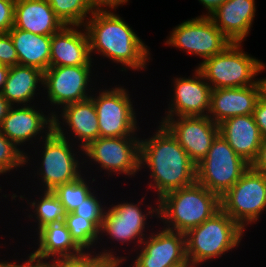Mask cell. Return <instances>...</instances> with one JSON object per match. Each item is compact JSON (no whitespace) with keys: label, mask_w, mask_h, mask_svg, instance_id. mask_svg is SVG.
<instances>
[{"label":"cell","mask_w":266,"mask_h":267,"mask_svg":"<svg viewBox=\"0 0 266 267\" xmlns=\"http://www.w3.org/2000/svg\"><path fill=\"white\" fill-rule=\"evenodd\" d=\"M143 165L150 170L148 186L156 189L158 200L168 192L196 182L197 165L160 123L153 136L140 139V170Z\"/></svg>","instance_id":"1"},{"label":"cell","mask_w":266,"mask_h":267,"mask_svg":"<svg viewBox=\"0 0 266 267\" xmlns=\"http://www.w3.org/2000/svg\"><path fill=\"white\" fill-rule=\"evenodd\" d=\"M84 27L89 38L91 58L92 53L98 52L103 59L106 57L120 63L121 71H126V68L139 71L147 67L151 58L150 49L132 27L111 9L95 10Z\"/></svg>","instance_id":"2"},{"label":"cell","mask_w":266,"mask_h":267,"mask_svg":"<svg viewBox=\"0 0 266 267\" xmlns=\"http://www.w3.org/2000/svg\"><path fill=\"white\" fill-rule=\"evenodd\" d=\"M220 209V197L197 182L168 192L158 200V218L163 228L175 232L186 233Z\"/></svg>","instance_id":"3"},{"label":"cell","mask_w":266,"mask_h":267,"mask_svg":"<svg viewBox=\"0 0 266 267\" xmlns=\"http://www.w3.org/2000/svg\"><path fill=\"white\" fill-rule=\"evenodd\" d=\"M244 230L222 209L185 233L186 257L190 267L220 258L241 242ZM243 235V236H242Z\"/></svg>","instance_id":"4"},{"label":"cell","mask_w":266,"mask_h":267,"mask_svg":"<svg viewBox=\"0 0 266 267\" xmlns=\"http://www.w3.org/2000/svg\"><path fill=\"white\" fill-rule=\"evenodd\" d=\"M242 43H231L223 52L206 59L196 67L211 89L255 85L256 76L265 64L243 51Z\"/></svg>","instance_id":"5"},{"label":"cell","mask_w":266,"mask_h":267,"mask_svg":"<svg viewBox=\"0 0 266 267\" xmlns=\"http://www.w3.org/2000/svg\"><path fill=\"white\" fill-rule=\"evenodd\" d=\"M63 126H54L48 136H40L44 144L41 151V164L37 167V175L44 187L42 191H54L58 186L68 184L79 179L83 163L78 159L73 145L69 142L70 137L66 135ZM74 150V151H73ZM75 152V153H74ZM80 164H82L80 166ZM81 167V168H80ZM39 168V169H38ZM80 168V169H79ZM39 173V174H38Z\"/></svg>","instance_id":"6"},{"label":"cell","mask_w":266,"mask_h":267,"mask_svg":"<svg viewBox=\"0 0 266 267\" xmlns=\"http://www.w3.org/2000/svg\"><path fill=\"white\" fill-rule=\"evenodd\" d=\"M249 167L250 164L218 135L205 158L196 166V182L222 197Z\"/></svg>","instance_id":"7"},{"label":"cell","mask_w":266,"mask_h":267,"mask_svg":"<svg viewBox=\"0 0 266 267\" xmlns=\"http://www.w3.org/2000/svg\"><path fill=\"white\" fill-rule=\"evenodd\" d=\"M221 209L243 230L266 210V175L251 167L220 197Z\"/></svg>","instance_id":"8"},{"label":"cell","mask_w":266,"mask_h":267,"mask_svg":"<svg viewBox=\"0 0 266 267\" xmlns=\"http://www.w3.org/2000/svg\"><path fill=\"white\" fill-rule=\"evenodd\" d=\"M97 113L100 137L136 136V113L129 92L124 87L101 89L90 97ZM138 127V129H137Z\"/></svg>","instance_id":"9"},{"label":"cell","mask_w":266,"mask_h":267,"mask_svg":"<svg viewBox=\"0 0 266 267\" xmlns=\"http://www.w3.org/2000/svg\"><path fill=\"white\" fill-rule=\"evenodd\" d=\"M166 45L203 58L202 62L223 52L232 42L208 16H197L175 26Z\"/></svg>","instance_id":"10"},{"label":"cell","mask_w":266,"mask_h":267,"mask_svg":"<svg viewBox=\"0 0 266 267\" xmlns=\"http://www.w3.org/2000/svg\"><path fill=\"white\" fill-rule=\"evenodd\" d=\"M140 139L136 136L99 137L83 149V156L99 164L109 175L123 173L132 177L140 171Z\"/></svg>","instance_id":"11"},{"label":"cell","mask_w":266,"mask_h":267,"mask_svg":"<svg viewBox=\"0 0 266 267\" xmlns=\"http://www.w3.org/2000/svg\"><path fill=\"white\" fill-rule=\"evenodd\" d=\"M142 201H139L138 204L130 202H121L117 205H110L111 208H107L104 214L102 225L100 228L101 236H108L110 240L117 241L123 245H127L133 240L136 241L133 243L138 244V248L141 246V243L145 240L147 233L145 234V227H147L148 217L158 218V200L157 207H152V205H147L148 212L144 213L142 210L141 204ZM155 214V215H154ZM149 215V216H148ZM105 233V234H104ZM129 242V243H127Z\"/></svg>","instance_id":"12"},{"label":"cell","mask_w":266,"mask_h":267,"mask_svg":"<svg viewBox=\"0 0 266 267\" xmlns=\"http://www.w3.org/2000/svg\"><path fill=\"white\" fill-rule=\"evenodd\" d=\"M92 65L49 67L43 72V88L50 105L63 106L91 97ZM90 78V79H89ZM90 94V95H89Z\"/></svg>","instance_id":"13"},{"label":"cell","mask_w":266,"mask_h":267,"mask_svg":"<svg viewBox=\"0 0 266 267\" xmlns=\"http://www.w3.org/2000/svg\"><path fill=\"white\" fill-rule=\"evenodd\" d=\"M160 121L196 165L205 158L219 135V125L208 116L162 118Z\"/></svg>","instance_id":"14"},{"label":"cell","mask_w":266,"mask_h":267,"mask_svg":"<svg viewBox=\"0 0 266 267\" xmlns=\"http://www.w3.org/2000/svg\"><path fill=\"white\" fill-rule=\"evenodd\" d=\"M143 245V246H142ZM130 267H165L189 265L186 257L185 233L162 228L151 232L141 243Z\"/></svg>","instance_id":"15"},{"label":"cell","mask_w":266,"mask_h":267,"mask_svg":"<svg viewBox=\"0 0 266 267\" xmlns=\"http://www.w3.org/2000/svg\"><path fill=\"white\" fill-rule=\"evenodd\" d=\"M172 100L164 118L208 116L211 86L195 68L193 77H175Z\"/></svg>","instance_id":"16"},{"label":"cell","mask_w":266,"mask_h":267,"mask_svg":"<svg viewBox=\"0 0 266 267\" xmlns=\"http://www.w3.org/2000/svg\"><path fill=\"white\" fill-rule=\"evenodd\" d=\"M35 108L33 105H22L21 107L11 105L3 119L0 130L17 147L33 141V138L40 139L39 136L43 132L45 136H48L54 129L55 110L54 112L52 110L47 116L41 109Z\"/></svg>","instance_id":"17"},{"label":"cell","mask_w":266,"mask_h":267,"mask_svg":"<svg viewBox=\"0 0 266 267\" xmlns=\"http://www.w3.org/2000/svg\"><path fill=\"white\" fill-rule=\"evenodd\" d=\"M82 27L63 26L51 36L49 67L92 65L88 34Z\"/></svg>","instance_id":"18"},{"label":"cell","mask_w":266,"mask_h":267,"mask_svg":"<svg viewBox=\"0 0 266 267\" xmlns=\"http://www.w3.org/2000/svg\"><path fill=\"white\" fill-rule=\"evenodd\" d=\"M255 5V0H226L208 17L232 43H242L252 27Z\"/></svg>","instance_id":"19"},{"label":"cell","mask_w":266,"mask_h":267,"mask_svg":"<svg viewBox=\"0 0 266 267\" xmlns=\"http://www.w3.org/2000/svg\"><path fill=\"white\" fill-rule=\"evenodd\" d=\"M258 100L256 85L212 89L208 117L216 124L227 118L252 115Z\"/></svg>","instance_id":"20"},{"label":"cell","mask_w":266,"mask_h":267,"mask_svg":"<svg viewBox=\"0 0 266 267\" xmlns=\"http://www.w3.org/2000/svg\"><path fill=\"white\" fill-rule=\"evenodd\" d=\"M61 110L60 115L57 113L53 115L54 126L66 124V128L68 126L69 129L68 131H71V136L74 139L76 138V140L78 139L76 143H79L80 151H83L90 142L100 137L97 113L91 98L67 104ZM60 118L63 120L62 122L59 121L61 120Z\"/></svg>","instance_id":"21"},{"label":"cell","mask_w":266,"mask_h":267,"mask_svg":"<svg viewBox=\"0 0 266 267\" xmlns=\"http://www.w3.org/2000/svg\"><path fill=\"white\" fill-rule=\"evenodd\" d=\"M218 125L219 135L228 142L237 155L251 165L262 144V136L253 115L230 117Z\"/></svg>","instance_id":"22"},{"label":"cell","mask_w":266,"mask_h":267,"mask_svg":"<svg viewBox=\"0 0 266 267\" xmlns=\"http://www.w3.org/2000/svg\"><path fill=\"white\" fill-rule=\"evenodd\" d=\"M13 26L34 34L52 36L64 25L47 0H16Z\"/></svg>","instance_id":"23"},{"label":"cell","mask_w":266,"mask_h":267,"mask_svg":"<svg viewBox=\"0 0 266 267\" xmlns=\"http://www.w3.org/2000/svg\"><path fill=\"white\" fill-rule=\"evenodd\" d=\"M37 250L30 253L33 257L51 261L75 256L83 250L75 243L64 222L48 224L37 231Z\"/></svg>","instance_id":"24"},{"label":"cell","mask_w":266,"mask_h":267,"mask_svg":"<svg viewBox=\"0 0 266 267\" xmlns=\"http://www.w3.org/2000/svg\"><path fill=\"white\" fill-rule=\"evenodd\" d=\"M39 84L43 85V71L40 69L19 64L11 66L2 95L10 105H29L35 99Z\"/></svg>","instance_id":"25"},{"label":"cell","mask_w":266,"mask_h":267,"mask_svg":"<svg viewBox=\"0 0 266 267\" xmlns=\"http://www.w3.org/2000/svg\"><path fill=\"white\" fill-rule=\"evenodd\" d=\"M18 55V64L45 72L49 68L51 36L38 35L14 26L8 32Z\"/></svg>","instance_id":"26"},{"label":"cell","mask_w":266,"mask_h":267,"mask_svg":"<svg viewBox=\"0 0 266 267\" xmlns=\"http://www.w3.org/2000/svg\"><path fill=\"white\" fill-rule=\"evenodd\" d=\"M92 253L96 255H92ZM126 259L119 255L115 256L112 249L109 251L105 248L104 251L102 249L98 253L86 250L75 256L58 258L53 260L52 264L53 267H122L121 265L125 263Z\"/></svg>","instance_id":"27"},{"label":"cell","mask_w":266,"mask_h":267,"mask_svg":"<svg viewBox=\"0 0 266 267\" xmlns=\"http://www.w3.org/2000/svg\"><path fill=\"white\" fill-rule=\"evenodd\" d=\"M44 193L40 195L39 200H34L29 202L30 209L34 208L32 212L34 214H29V219L35 218L37 221V229H41L45 225L63 222L66 217V211L64 206L60 202L59 198L53 191H43ZM34 215V216H33ZM31 217V218H30Z\"/></svg>","instance_id":"28"},{"label":"cell","mask_w":266,"mask_h":267,"mask_svg":"<svg viewBox=\"0 0 266 267\" xmlns=\"http://www.w3.org/2000/svg\"><path fill=\"white\" fill-rule=\"evenodd\" d=\"M47 2L64 26H84L87 18L95 11L90 0H47Z\"/></svg>","instance_id":"29"},{"label":"cell","mask_w":266,"mask_h":267,"mask_svg":"<svg viewBox=\"0 0 266 267\" xmlns=\"http://www.w3.org/2000/svg\"><path fill=\"white\" fill-rule=\"evenodd\" d=\"M68 228L72 239L83 250H90L100 239V229L90 220L81 216L73 214L72 212L66 213L63 221Z\"/></svg>","instance_id":"30"},{"label":"cell","mask_w":266,"mask_h":267,"mask_svg":"<svg viewBox=\"0 0 266 267\" xmlns=\"http://www.w3.org/2000/svg\"><path fill=\"white\" fill-rule=\"evenodd\" d=\"M84 177L85 175L74 182L60 185L53 191L64 206L66 213L74 211L94 191L89 185L90 182L87 183Z\"/></svg>","instance_id":"31"},{"label":"cell","mask_w":266,"mask_h":267,"mask_svg":"<svg viewBox=\"0 0 266 267\" xmlns=\"http://www.w3.org/2000/svg\"><path fill=\"white\" fill-rule=\"evenodd\" d=\"M18 148L0 130V175L25 166L30 155ZM29 156V157H28ZM18 167V168H17Z\"/></svg>","instance_id":"32"},{"label":"cell","mask_w":266,"mask_h":267,"mask_svg":"<svg viewBox=\"0 0 266 267\" xmlns=\"http://www.w3.org/2000/svg\"><path fill=\"white\" fill-rule=\"evenodd\" d=\"M95 192L93 191L72 213L92 221L100 229L107 207H103Z\"/></svg>","instance_id":"33"},{"label":"cell","mask_w":266,"mask_h":267,"mask_svg":"<svg viewBox=\"0 0 266 267\" xmlns=\"http://www.w3.org/2000/svg\"><path fill=\"white\" fill-rule=\"evenodd\" d=\"M0 64L9 67L18 65L17 51L8 32L0 36Z\"/></svg>","instance_id":"34"},{"label":"cell","mask_w":266,"mask_h":267,"mask_svg":"<svg viewBox=\"0 0 266 267\" xmlns=\"http://www.w3.org/2000/svg\"><path fill=\"white\" fill-rule=\"evenodd\" d=\"M16 0H0V32L7 33L13 27Z\"/></svg>","instance_id":"35"},{"label":"cell","mask_w":266,"mask_h":267,"mask_svg":"<svg viewBox=\"0 0 266 267\" xmlns=\"http://www.w3.org/2000/svg\"><path fill=\"white\" fill-rule=\"evenodd\" d=\"M252 115L262 139H266V103L258 99Z\"/></svg>","instance_id":"36"},{"label":"cell","mask_w":266,"mask_h":267,"mask_svg":"<svg viewBox=\"0 0 266 267\" xmlns=\"http://www.w3.org/2000/svg\"><path fill=\"white\" fill-rule=\"evenodd\" d=\"M0 267H53L52 261L49 260H41L33 257L31 254L28 255L27 259L21 264H17L15 261L7 262V261H0Z\"/></svg>","instance_id":"37"},{"label":"cell","mask_w":266,"mask_h":267,"mask_svg":"<svg viewBox=\"0 0 266 267\" xmlns=\"http://www.w3.org/2000/svg\"><path fill=\"white\" fill-rule=\"evenodd\" d=\"M250 167L257 173L266 175V139H262L257 157L251 163Z\"/></svg>","instance_id":"38"},{"label":"cell","mask_w":266,"mask_h":267,"mask_svg":"<svg viewBox=\"0 0 266 267\" xmlns=\"http://www.w3.org/2000/svg\"><path fill=\"white\" fill-rule=\"evenodd\" d=\"M129 0H90L95 10H115L118 6L128 3Z\"/></svg>","instance_id":"39"},{"label":"cell","mask_w":266,"mask_h":267,"mask_svg":"<svg viewBox=\"0 0 266 267\" xmlns=\"http://www.w3.org/2000/svg\"><path fill=\"white\" fill-rule=\"evenodd\" d=\"M201 4H203V7H205L208 11V13L203 14V16H208L211 14L219 5H221L226 0H198Z\"/></svg>","instance_id":"40"},{"label":"cell","mask_w":266,"mask_h":267,"mask_svg":"<svg viewBox=\"0 0 266 267\" xmlns=\"http://www.w3.org/2000/svg\"><path fill=\"white\" fill-rule=\"evenodd\" d=\"M255 85L258 90V99L266 103V77L263 79L256 78Z\"/></svg>","instance_id":"41"},{"label":"cell","mask_w":266,"mask_h":267,"mask_svg":"<svg viewBox=\"0 0 266 267\" xmlns=\"http://www.w3.org/2000/svg\"><path fill=\"white\" fill-rule=\"evenodd\" d=\"M10 107L11 105L7 102L2 93H0V126L3 122V119L6 117Z\"/></svg>","instance_id":"42"},{"label":"cell","mask_w":266,"mask_h":267,"mask_svg":"<svg viewBox=\"0 0 266 267\" xmlns=\"http://www.w3.org/2000/svg\"><path fill=\"white\" fill-rule=\"evenodd\" d=\"M9 70H10L9 66L0 64V93H2L4 84L7 80Z\"/></svg>","instance_id":"43"},{"label":"cell","mask_w":266,"mask_h":267,"mask_svg":"<svg viewBox=\"0 0 266 267\" xmlns=\"http://www.w3.org/2000/svg\"><path fill=\"white\" fill-rule=\"evenodd\" d=\"M165 267H190V266L189 265H173V266H165Z\"/></svg>","instance_id":"44"}]
</instances>
